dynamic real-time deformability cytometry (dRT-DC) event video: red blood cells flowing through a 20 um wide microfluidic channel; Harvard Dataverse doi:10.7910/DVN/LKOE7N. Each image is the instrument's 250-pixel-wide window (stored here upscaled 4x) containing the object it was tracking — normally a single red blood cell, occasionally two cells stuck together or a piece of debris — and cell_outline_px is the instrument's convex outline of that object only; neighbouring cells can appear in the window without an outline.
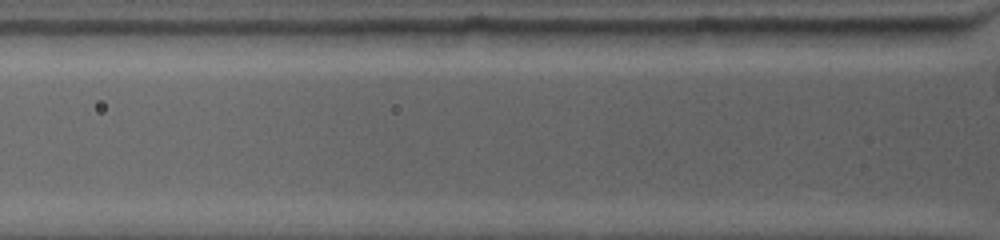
{"species": "common noctule bat (a hibernating species)", "species_latin": "Nyctalus noctula", "temperature_condition": "warm", "stored_images_in_passage": 3, "segment_of_instrument_passage": [2, 2], "camera_frame_rate_fps": 4500, "um_per_image_px": 0.085, "animal": {"sex": "female", "body_mass_g": 19.0, "forearm_length_mm": 53.3}, "frame": {"image": 1, "passage_image": 3, "time_ms": 0.889, "image_size_px": [1000, 240], "cell_outline_px": [[948, 32], [936, 44], [812, 44], [796, 28], [948, 28]], "centroid_in_image_um": [74.27, 3.04], "position_along_channel_um": 51.5, "area_um2": 16.13}}